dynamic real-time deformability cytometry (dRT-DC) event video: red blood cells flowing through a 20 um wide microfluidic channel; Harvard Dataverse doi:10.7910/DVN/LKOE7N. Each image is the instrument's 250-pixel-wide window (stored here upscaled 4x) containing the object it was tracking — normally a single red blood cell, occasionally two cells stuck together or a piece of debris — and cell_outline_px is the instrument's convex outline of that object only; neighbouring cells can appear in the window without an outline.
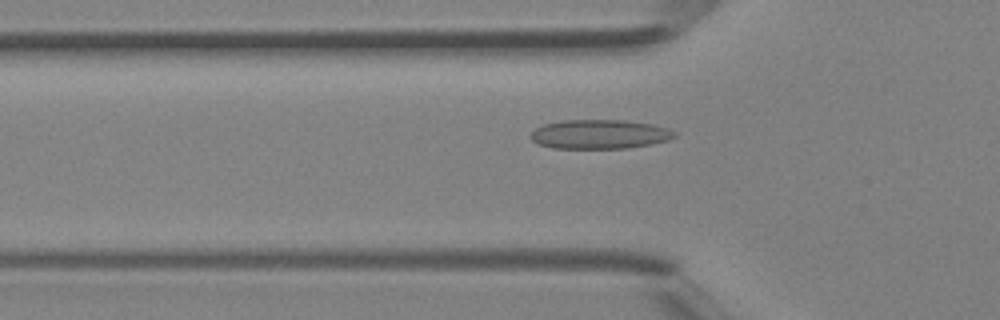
{"species": "Egyptian fruit bat (a non-hibernating species)", "species_latin": "Rousettus aegyptiacus", "temperature_condition": "room temperature", "stored_images_in_passage": 42, "camera_frame_rate_fps": 3000, "um_per_image_px": 0.085, "animal": {"sex": "female"}, "frame": {"image": 1, "passage_image": 14, "time_ms": 4.333, "image_size_px": [1000, 320], "cell_outline_px": [[676, 136], [668, 140], [652, 144], [628, 148], [552, 148], [540, 144], [532, 140], [528, 136], [536, 128], [544, 124], [560, 120], [624, 120], [652, 124], [668, 128], [676, 132]], "centroid_in_image_um": [50.97, 11.4], "position_along_channel_um": 74.8, "area_um2": 24.57}}
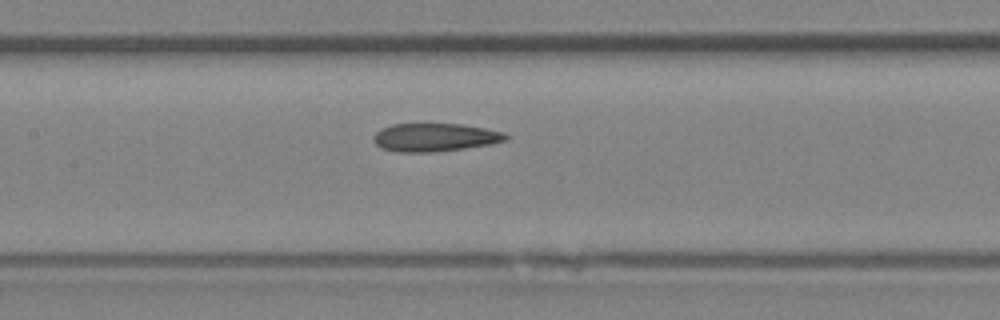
{"frame": {"image": 2, "passage_image": 20, "time_ms": 6.333, "image_size_px": [1000, 320], "cell_outline_px": [[508, 140], [492, 144], [464, 148], [432, 152], [396, 152], [380, 148], [372, 140], [372, 136], [380, 128], [392, 124], [464, 124], [504, 132], [508, 136]], "centroid_in_image_um": [36.94, 11.67], "position_along_channel_um": 170.5, "area_um2": 21.91}}
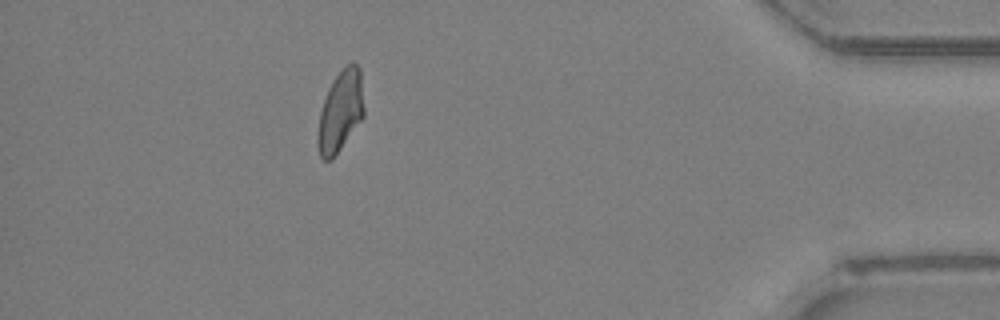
{"frame": {"image": 3, "passage_image": 38, "time_ms": 12.333, "image_size_px": [1000, 320], "cell_outline_px": [[364, 116], [332, 160], [324, 160], [320, 156], [316, 144], [316, 136], [320, 112], [328, 88], [332, 80], [352, 60], [360, 68], [364, 108]], "centroid_in_image_um": [28.92, 9.48], "position_along_channel_um": 406.3, "area_um2": 21.91}}